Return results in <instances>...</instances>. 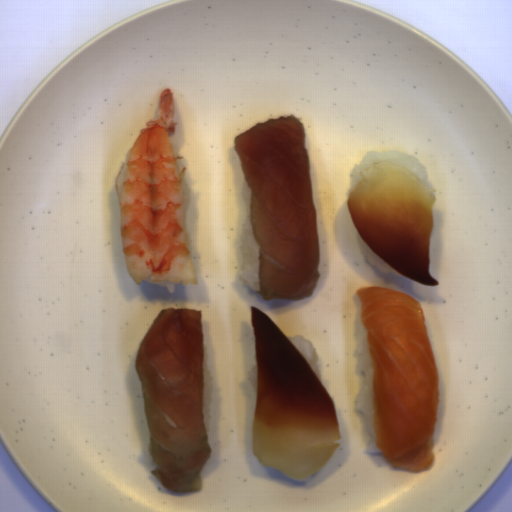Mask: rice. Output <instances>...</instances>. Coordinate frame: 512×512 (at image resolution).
I'll list each match as a JSON object with an SVG mask.
<instances>
[{"mask_svg":"<svg viewBox=\"0 0 512 512\" xmlns=\"http://www.w3.org/2000/svg\"><path fill=\"white\" fill-rule=\"evenodd\" d=\"M355 350L353 355L356 359V369L365 374L364 384L356 397L355 407L364 417L367 434L371 435L369 443L365 448L369 454H375L379 451L375 442L371 393H370V361L367 344V331L362 320V307H360L354 327Z\"/></svg>","mask_w":512,"mask_h":512,"instance_id":"652b925c","label":"rice"},{"mask_svg":"<svg viewBox=\"0 0 512 512\" xmlns=\"http://www.w3.org/2000/svg\"><path fill=\"white\" fill-rule=\"evenodd\" d=\"M242 199L247 209V220L244 224L240 248L242 262L239 275L245 286L256 293H260V256L256 235L252 224V189L244 177L242 184Z\"/></svg>","mask_w":512,"mask_h":512,"instance_id":"023b6e5f","label":"rice"},{"mask_svg":"<svg viewBox=\"0 0 512 512\" xmlns=\"http://www.w3.org/2000/svg\"><path fill=\"white\" fill-rule=\"evenodd\" d=\"M377 162H391L404 167L415 174L427 187L429 185L427 168L416 156L409 155L400 150L370 151L362 158L360 163H356L353 166L350 173L352 176L350 194L361 181L363 171Z\"/></svg>","mask_w":512,"mask_h":512,"instance_id":"8eca5e8b","label":"rice"},{"mask_svg":"<svg viewBox=\"0 0 512 512\" xmlns=\"http://www.w3.org/2000/svg\"><path fill=\"white\" fill-rule=\"evenodd\" d=\"M202 344H203V352H204V361H203V370H202V385H203L202 416H203V420H204L207 437L209 440L211 423H212L211 401H212V397H213V381L210 377L209 370H208V349H207V346L203 339H202Z\"/></svg>","mask_w":512,"mask_h":512,"instance_id":"acb35da6","label":"rice"},{"mask_svg":"<svg viewBox=\"0 0 512 512\" xmlns=\"http://www.w3.org/2000/svg\"><path fill=\"white\" fill-rule=\"evenodd\" d=\"M289 342L308 363L313 372L322 383V374L319 365V353L312 341L307 340L302 335L287 336Z\"/></svg>","mask_w":512,"mask_h":512,"instance_id":"b023fe2a","label":"rice"},{"mask_svg":"<svg viewBox=\"0 0 512 512\" xmlns=\"http://www.w3.org/2000/svg\"><path fill=\"white\" fill-rule=\"evenodd\" d=\"M358 246L363 254L366 256L369 263L373 266H376L382 274H395V275H403L398 270L389 265L361 236L359 231L356 232Z\"/></svg>","mask_w":512,"mask_h":512,"instance_id":"e3fd555f","label":"rice"},{"mask_svg":"<svg viewBox=\"0 0 512 512\" xmlns=\"http://www.w3.org/2000/svg\"><path fill=\"white\" fill-rule=\"evenodd\" d=\"M181 190H182L184 230H185L187 246L189 248L191 245V238H190V234H189V230H188V226H187V213H188L189 206L191 203V197H190V190H189L185 176L181 182Z\"/></svg>","mask_w":512,"mask_h":512,"instance_id":"a3056103","label":"rice"},{"mask_svg":"<svg viewBox=\"0 0 512 512\" xmlns=\"http://www.w3.org/2000/svg\"><path fill=\"white\" fill-rule=\"evenodd\" d=\"M151 279H152V275H149V276H148L147 278H145L144 280H145L147 283H149V284L159 285V286L165 287V288H166V290H167V292H168L169 294L174 293L177 283H171V282H166V281H162V282H151Z\"/></svg>","mask_w":512,"mask_h":512,"instance_id":"f2f60c81","label":"rice"},{"mask_svg":"<svg viewBox=\"0 0 512 512\" xmlns=\"http://www.w3.org/2000/svg\"><path fill=\"white\" fill-rule=\"evenodd\" d=\"M246 376L248 378L250 386L257 393V364L251 366Z\"/></svg>","mask_w":512,"mask_h":512,"instance_id":"0b520998","label":"rice"},{"mask_svg":"<svg viewBox=\"0 0 512 512\" xmlns=\"http://www.w3.org/2000/svg\"><path fill=\"white\" fill-rule=\"evenodd\" d=\"M176 165H177V173L179 175L183 169V164L180 159H176Z\"/></svg>","mask_w":512,"mask_h":512,"instance_id":"e7b20468","label":"rice"}]
</instances>
